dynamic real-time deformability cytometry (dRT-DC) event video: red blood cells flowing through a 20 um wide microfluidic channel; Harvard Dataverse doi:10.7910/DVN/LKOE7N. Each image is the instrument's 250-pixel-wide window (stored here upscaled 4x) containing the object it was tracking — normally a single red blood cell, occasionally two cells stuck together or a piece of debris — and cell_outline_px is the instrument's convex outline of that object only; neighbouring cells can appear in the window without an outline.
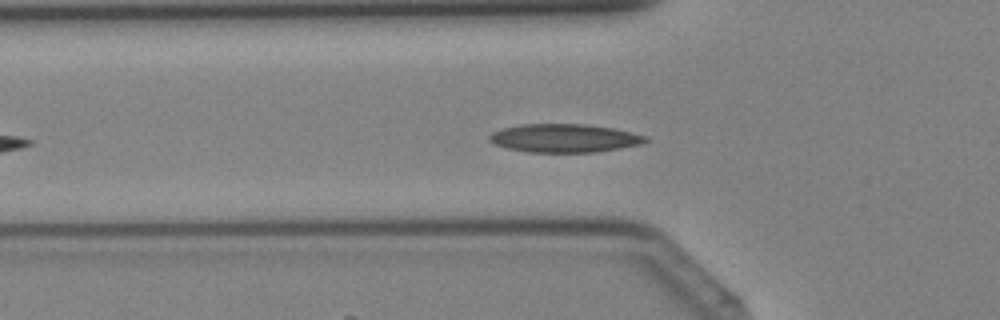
{"species": "Egyptian fruit bat (a non-hibernating species)", "species_latin": "Rousettus aegyptiacus", "temperature_condition": "cold", "stored_images_in_passage": 26, "camera_frame_rate_fps": 3000, "um_per_image_px": 0.085, "animal": {"sex": "female"}, "frame": {"image": 1, "passage_image": 2, "time_ms": 0.333, "image_size_px": [1000, 320], "cell_outline_px": [[648, 140], [640, 144], [620, 148], [596, 152], [528, 152], [508, 148], [492, 144], [488, 140], [488, 136], [492, 132], [500, 128], [520, 124], [584, 124], [612, 128], [644, 136]], "centroid_in_image_um": [47.87, 11.74], "position_along_channel_um": 77.9, "area_um2": 25.72}}
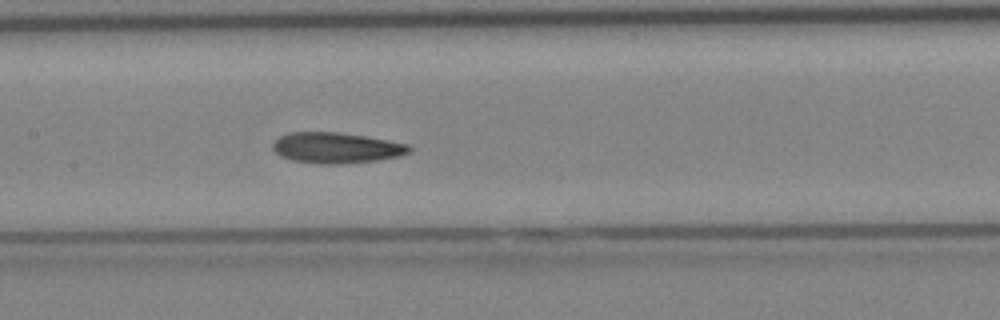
{"frame": {"image": 2, "passage_image": 8, "time_ms": 2.333, "image_size_px": [1000, 320], "cell_outline_px": [[412, 148], [408, 152], [400, 156], [376, 160], [340, 164], [316, 164], [292, 160], [280, 156], [272, 148], [272, 144], [280, 136], [288, 132], [336, 132], [364, 136], [388, 140], [408, 144]], "centroid_in_image_um": [28.56, 12.57], "position_along_channel_um": 178.8, "area_um2": 24.39}}
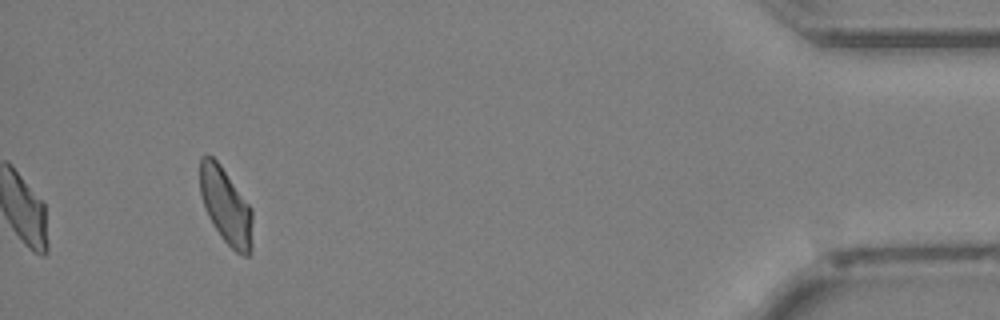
{"frame": {"image": 3, "passage_image": 26, "time_ms": 8.333, "image_size_px": [1000, 320], "cell_outline_px": [[252, 248], [248, 256], [244, 256], [236, 252], [220, 236], [212, 224], [208, 216], [200, 192], [200, 156], [208, 152], [220, 164], [252, 208]], "centroid_in_image_um": [19.2, 17.5], "position_along_channel_um": 416.0, "area_um2": 23.41}}